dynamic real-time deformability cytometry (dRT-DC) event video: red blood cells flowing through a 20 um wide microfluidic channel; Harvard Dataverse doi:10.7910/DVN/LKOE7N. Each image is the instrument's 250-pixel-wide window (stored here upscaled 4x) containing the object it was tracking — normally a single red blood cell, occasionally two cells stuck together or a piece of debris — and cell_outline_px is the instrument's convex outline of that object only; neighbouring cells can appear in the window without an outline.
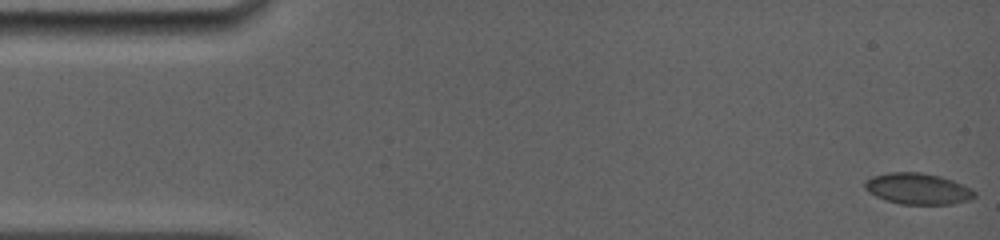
{"species": "common noctule bat (a hibernating species)", "species_latin": "Nyctalus noctula", "temperature_condition": "room temperature", "stored_images_in_passage": 39, "camera_frame_rate_fps": 5000, "um_per_image_px": 0.085, "animal": {"sex": "female", "body_mass_g": 19.0, "forearm_length_mm": 56.7}, "frame": {"image": 1, "passage_image": 1, "time_ms": 0.0, "image_size_px": [1000, 240], "cell_outline_px": [[976, 196], [968, 200], [952, 204], [900, 204], [884, 200], [868, 192], [864, 188], [864, 184], [872, 176], [892, 172], [920, 172], [940, 176], [952, 180], [972, 188], [976, 192]], "centroid_in_image_um": [78.02, 16.05], "position_along_channel_um": 7.0, "area_um2": 19.94}}
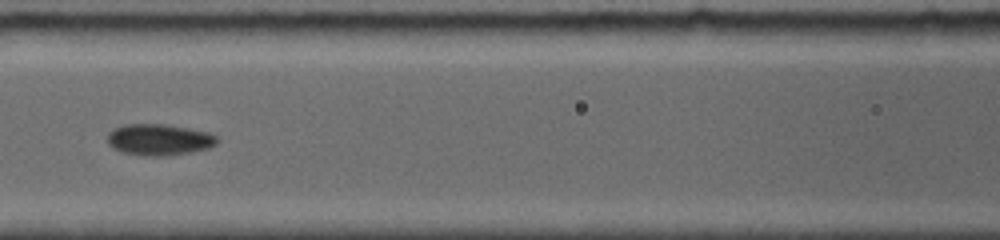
{"frame": {"image": 2, "passage_image": 17, "time_ms": 7.0, "image_size_px": [1000, 240], "cell_outline_px": [[220, 140], [216, 144], [208, 148], [188, 152], [164, 156], [148, 156], [124, 152], [112, 148], [108, 144], [108, 132], [124, 124], [164, 124], [188, 128], [208, 132], [216, 136]], "centroid_in_image_um": [13.52, 11.86], "position_along_channel_um": 153.1, "area_um2": 19.88}}
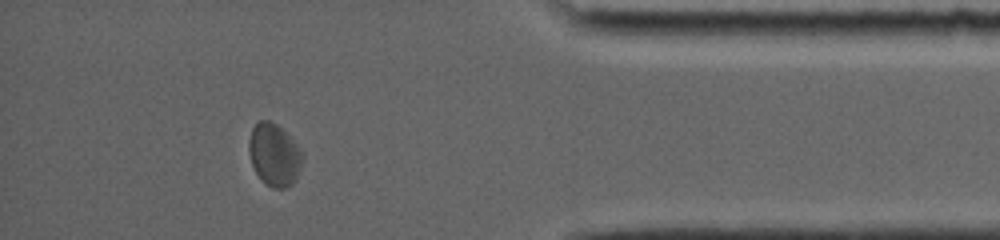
{"frame": {"image": 3, "passage_image": 34, "time_ms": 14.2, "image_size_px": [1000, 240], "cell_outline_px": [[304, 160], [296, 180], [288, 188], [272, 188], [264, 184], [260, 180], [252, 164], [248, 152], [248, 140], [252, 128], [260, 120], [268, 120], [276, 124], [296, 144], [304, 156]], "centroid_in_image_um": [23.31, 13.2], "position_along_channel_um": 411.9, "area_um2": 19.65}, "authors_computed_cell_mechanics": {"area_um2": 19.1318, "velocity_mm_per_s": 3.876, "shape_relaxation_time_tau1_ms": 6.4939, "shape_relaxation_time_tau2_ms": 2.3964, "deformation_change_tau1": 0.1009, "deformation_change_tau2": 0.0379}}